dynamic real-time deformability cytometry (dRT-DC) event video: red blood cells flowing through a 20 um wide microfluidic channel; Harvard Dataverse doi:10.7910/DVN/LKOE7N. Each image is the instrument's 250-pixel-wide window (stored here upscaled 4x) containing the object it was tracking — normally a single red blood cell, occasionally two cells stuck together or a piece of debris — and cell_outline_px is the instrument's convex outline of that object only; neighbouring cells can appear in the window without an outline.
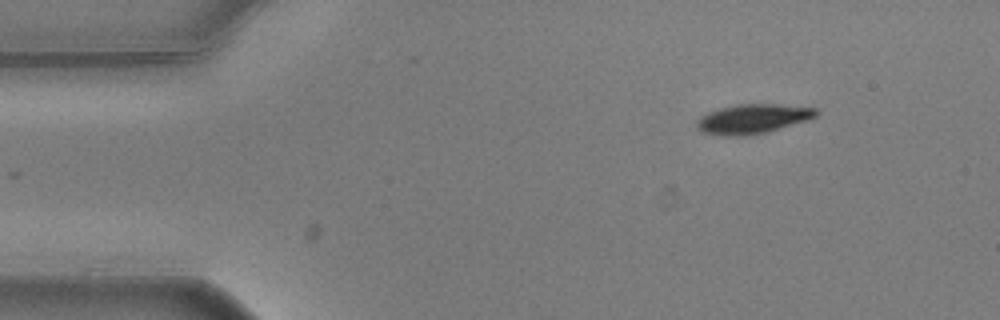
{"species": "common noctule bat (a hibernating species)", "species_latin": "Nyctalus noctula", "temperature_condition": "warm", "stored_images_in_passage": 10, "camera_frame_rate_fps": 3000, "um_per_image_px": 0.085, "animal": {"sex": "male", "body_mass_g": 20.5, "forearm_length_mm": 52.5}, "frame": {"image": 1, "passage_image": 1, "time_ms": 0.0, "image_size_px": [1000, 320], "cell_outline_px": [[820, 112], [816, 116], [808, 120], [764, 132], [704, 132], [696, 128], [696, 120], [700, 116], [708, 112], [720, 108], [740, 104], [776, 104], [816, 108]], "centroid_in_image_um": [64.06, 10.02], "position_along_channel_um": 20.9, "area_um2": 19.19}}